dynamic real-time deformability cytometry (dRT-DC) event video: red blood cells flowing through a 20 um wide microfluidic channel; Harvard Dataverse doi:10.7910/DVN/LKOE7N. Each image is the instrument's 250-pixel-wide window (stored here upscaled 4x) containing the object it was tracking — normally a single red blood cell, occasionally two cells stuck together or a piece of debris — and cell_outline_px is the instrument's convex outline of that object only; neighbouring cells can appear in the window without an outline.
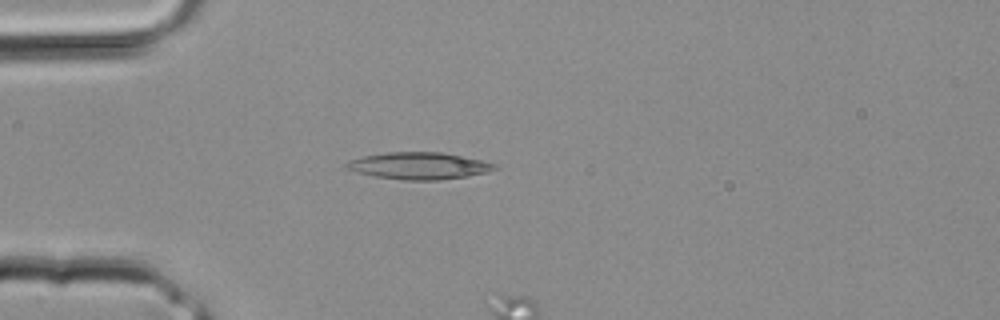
{"species": "common noctule bat (a hibernating species)", "species_latin": "Nyctalus noctula", "temperature_condition": "room temperature", "stored_images_in_passage": 2, "camera_frame_rate_fps": 3000, "um_per_image_px": 0.085, "animal": {"sex": "male", "body_mass_g": 20.4}, "frame": {"image": 1, "passage_image": 2, "time_ms": 0.333, "image_size_px": [1000, 320], "cell_outline_px": [[500, 168], [488, 172], [468, 176], [440, 180], [400, 180], [376, 176], [356, 172], [344, 168], [344, 164], [352, 160], [364, 156], [388, 152], [440, 152], [468, 156], [496, 164]], "centroid_in_image_um": [35.67, 14.09], "position_along_channel_um": 49.3, "area_um2": 23.47}}